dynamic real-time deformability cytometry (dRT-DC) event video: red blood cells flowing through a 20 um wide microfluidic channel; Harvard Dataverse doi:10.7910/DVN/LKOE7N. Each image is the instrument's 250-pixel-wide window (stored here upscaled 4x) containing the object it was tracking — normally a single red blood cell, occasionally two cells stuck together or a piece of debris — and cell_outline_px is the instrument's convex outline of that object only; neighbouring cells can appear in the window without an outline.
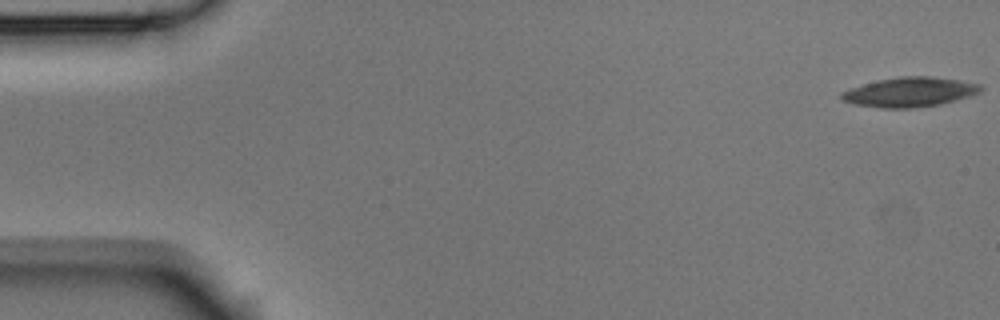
{"species": "Egyptian fruit bat (a non-hibernating species)", "species_latin": "Rousettus aegyptiacus", "temperature_condition": "room temperature", "stored_images_in_passage": 4, "camera_frame_rate_fps": 3000, "um_per_image_px": 0.085, "animal": {"sex": "male"}, "frame": {"image": 1, "passage_image": 1, "time_ms": 0.0, "image_size_px": [1000, 320], "cell_outline_px": [[984, 88], [980, 92], [968, 96], [940, 104], [916, 108], [880, 108], [856, 104], [844, 100], [840, 96], [840, 92], [864, 84], [880, 80], [900, 76], [932, 76], [960, 80], [980, 84]], "centroid_in_image_um": [77.36, 7.82], "position_along_channel_um": 7.6, "area_um2": 23.81}}